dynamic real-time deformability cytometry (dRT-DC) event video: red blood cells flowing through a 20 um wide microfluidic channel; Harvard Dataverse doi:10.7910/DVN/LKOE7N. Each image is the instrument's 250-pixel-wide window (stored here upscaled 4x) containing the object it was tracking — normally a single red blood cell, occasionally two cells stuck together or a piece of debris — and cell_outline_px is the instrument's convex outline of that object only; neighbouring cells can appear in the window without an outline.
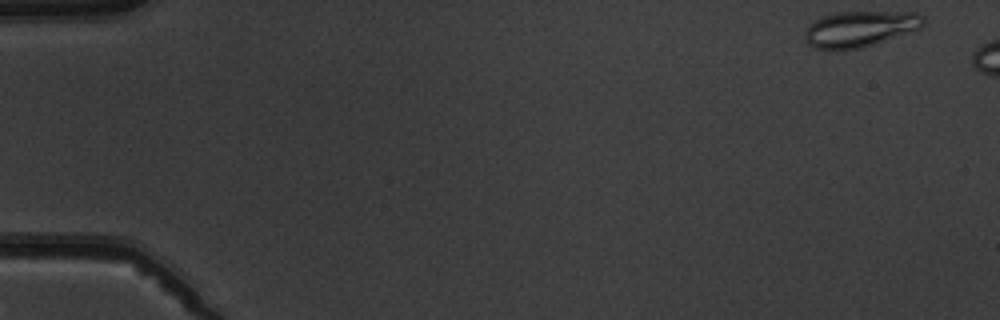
{"species": "common noctule bat (a hibernating species)", "species_latin": "Nyctalus noctula", "temperature_condition": "warm", "stored_images_in_passage": 3, "camera_frame_rate_fps": 3000, "um_per_image_px": 0.085, "animal": {"sex": "male", "body_mass_g": 19.5, "forearm_length_mm": 54.6}, "frame": {"image": 1, "passage_image": 1, "time_ms": 0.0, "image_size_px": [1000, 320], "cell_outline_px": [[924, 24], [920, 28], [860, 48], [816, 48], [808, 44], [804, 40], [804, 28], [808, 24], [824, 16], [836, 12], [920, 12], [924, 16]], "centroid_in_image_um": [73.08, 2.42], "position_along_channel_um": 11.9, "area_um2": 24.39}}